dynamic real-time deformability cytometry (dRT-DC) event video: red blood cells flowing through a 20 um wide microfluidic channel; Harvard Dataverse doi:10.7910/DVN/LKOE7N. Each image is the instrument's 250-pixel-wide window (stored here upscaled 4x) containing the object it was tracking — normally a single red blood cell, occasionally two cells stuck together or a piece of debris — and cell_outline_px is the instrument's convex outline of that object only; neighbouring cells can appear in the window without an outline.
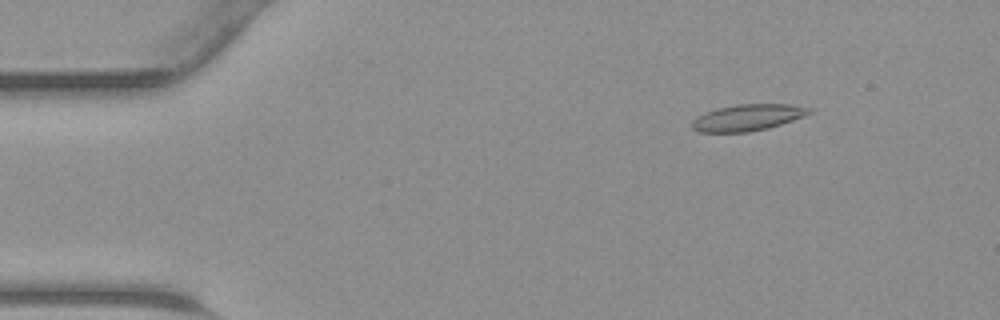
{"species": "common noctule bat (a hibernating species)", "species_latin": "Nyctalus noctula", "temperature_condition": "warm", "stored_images_in_passage": 45, "camera_frame_rate_fps": 3000, "um_per_image_px": 0.085, "animal": {"sex": "male", "body_mass_g": 23.1, "forearm_length_mm": 52.7}, "frame": {"image": 1, "passage_image": 6, "time_ms": 1.667, "image_size_px": [1000, 320], "cell_outline_px": [[812, 112], [804, 116], [768, 128], [748, 132], [700, 132], [692, 128], [692, 120], [696, 116], [704, 112], [736, 104], [792, 104], [812, 108]], "centroid_in_image_um": [63.55, 9.98], "position_along_channel_um": 21.5, "area_um2": 18.03}}
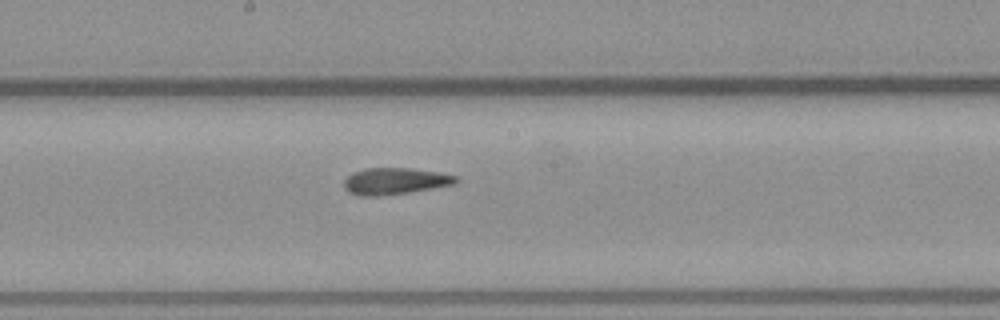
{"frame": {"image": 2, "passage_image": 24, "time_ms": 7.667, "image_size_px": [1000, 320], "cell_outline_px": [[460, 180], [456, 184], [408, 192], [376, 196], [360, 196], [348, 192], [344, 188], [344, 180], [352, 172], [364, 168], [408, 168], [440, 172], [456, 176]], "centroid_in_image_um": [33.56, 15.39], "position_along_channel_um": 214.6, "area_um2": 17.4}}
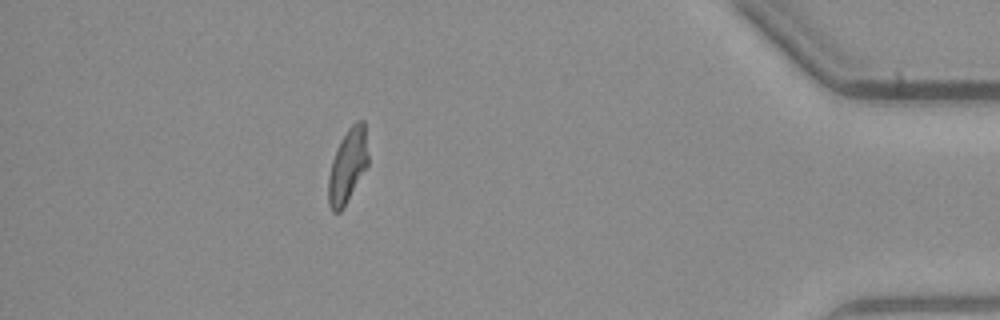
{"frame": {"image": 3, "passage_image": 40, "time_ms": 13.0, "image_size_px": [1000, 320], "cell_outline_px": [[368, 164], [340, 212], [332, 212], [328, 204], [328, 176], [332, 160], [340, 140], [348, 128], [356, 120], [364, 120], [368, 156]], "centroid_in_image_um": [29.53, 14.07], "position_along_channel_um": 405.7, "area_um2": 16.94}}